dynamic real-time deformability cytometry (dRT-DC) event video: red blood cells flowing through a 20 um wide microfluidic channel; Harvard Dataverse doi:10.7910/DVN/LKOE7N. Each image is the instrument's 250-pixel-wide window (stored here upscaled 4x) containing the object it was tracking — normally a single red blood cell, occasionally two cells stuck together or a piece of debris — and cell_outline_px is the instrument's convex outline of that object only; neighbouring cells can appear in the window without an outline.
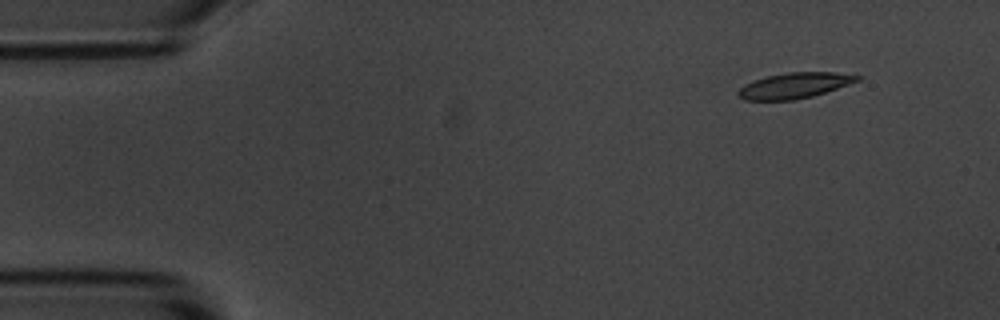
{"species": "common noctule bat (a hibernating species)", "species_latin": "Nyctalus noctula", "temperature_condition": "room temperature", "stored_images_in_passage": 5, "camera_frame_rate_fps": 3000, "um_per_image_px": 0.085, "animal": {"sex": "male", "body_mass_g": 20.1, "forearm_length_mm": 53.5}, "frame": {"image": 1, "passage_image": 2, "time_ms": 1.333, "image_size_px": [1000, 320], "cell_outline_px": [[860, 80], [812, 96], [796, 100], [744, 100], [736, 92], [744, 84], [768, 76], [788, 72], [832, 72], [860, 76]], "centroid_in_image_um": [67.5, 7.27], "position_along_channel_um": 17.5, "area_um2": 17.46}}
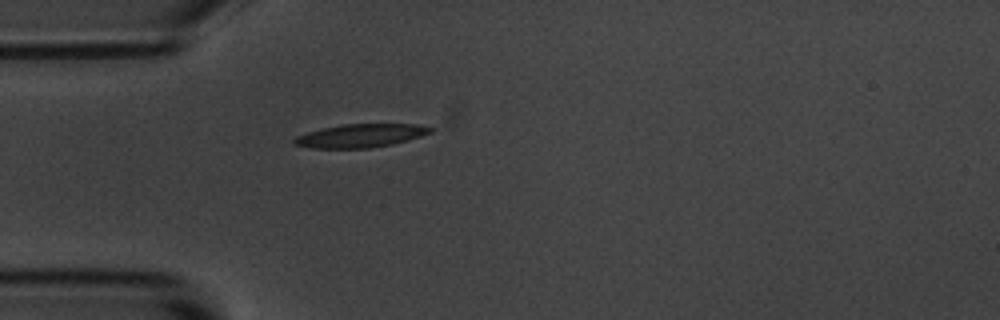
{"frame": {"image": 2, "passage_image": 5, "time_ms": 4.667, "image_size_px": [1000, 320], "cell_outline_px": [[432, 132], [408, 140], [392, 144], [368, 148], [312, 148], [292, 144], [292, 140], [296, 136], [308, 132], [324, 128], [344, 124], [416, 124], [432, 128]], "centroid_in_image_um": [30.62, 11.54], "position_along_channel_um": 54.4, "area_um2": 18.38}}